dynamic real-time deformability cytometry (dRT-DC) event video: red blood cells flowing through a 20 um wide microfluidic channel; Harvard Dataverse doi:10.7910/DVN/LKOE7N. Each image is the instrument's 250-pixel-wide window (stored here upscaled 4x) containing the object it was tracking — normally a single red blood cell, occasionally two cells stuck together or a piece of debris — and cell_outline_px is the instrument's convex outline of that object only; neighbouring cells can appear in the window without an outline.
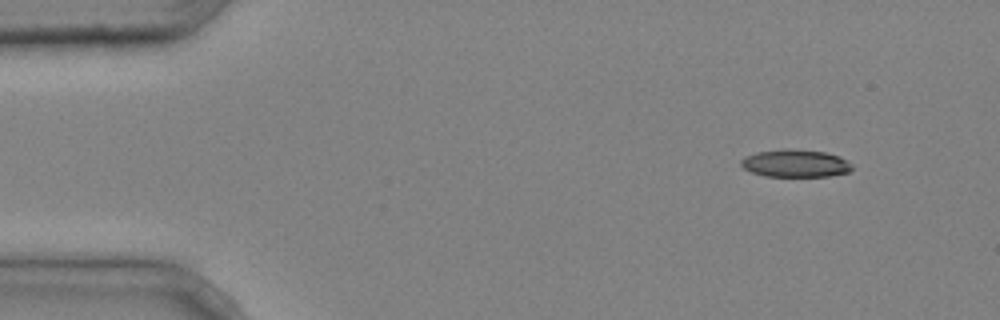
{"species": "common noctule bat (a hibernating species)", "species_latin": "Nyctalus noctula", "temperature_condition": "cold", "stored_images_in_passage": 4, "camera_frame_rate_fps": 3000, "um_per_image_px": 0.085, "animal": {"sex": "male", "body_mass_g": 20.4}, "frame": {"image": 1, "passage_image": 1, "time_ms": 0.0, "image_size_px": [1000, 320], "cell_outline_px": [[852, 168], [848, 172], [828, 176], [764, 176], [752, 172], [744, 168], [740, 164], [740, 160], [756, 152], [784, 148], [788, 148], [824, 152], [840, 156], [852, 164]], "centroid_in_image_um": [67.6, 13.88], "position_along_channel_um": 17.4, "area_um2": 17.8}}